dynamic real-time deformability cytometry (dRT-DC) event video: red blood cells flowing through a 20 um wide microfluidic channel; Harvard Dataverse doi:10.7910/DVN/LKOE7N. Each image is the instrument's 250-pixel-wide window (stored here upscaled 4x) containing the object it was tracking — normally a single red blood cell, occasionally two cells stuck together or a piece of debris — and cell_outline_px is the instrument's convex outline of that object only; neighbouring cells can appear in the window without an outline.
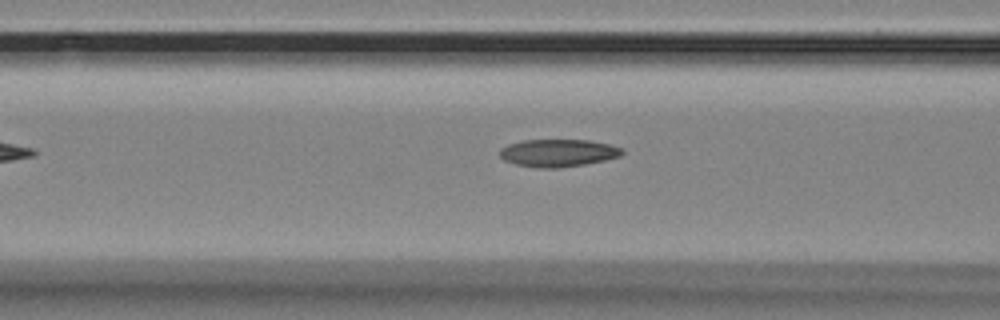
{"species": "Egyptian fruit bat (a non-hibernating species)", "species_latin": "Rousettus aegyptiacus", "temperature_condition": "room temperature", "stored_images_in_passage": 18, "camera_frame_rate_fps": 3000, "um_per_image_px": 0.085, "animal": {"sex": "female"}, "frame": {"image": 1, "passage_image": 5, "time_ms": 1.333, "image_size_px": [1000, 320], "cell_outline_px": [[624, 152], [620, 156], [604, 160], [584, 164], [556, 168], [536, 168], [516, 164], [504, 160], [500, 156], [500, 148], [508, 144], [524, 140], [588, 140], [608, 144], [620, 148]], "centroid_in_image_um": [47.4, 13.0], "position_along_channel_um": 119.2, "area_um2": 19.48}}
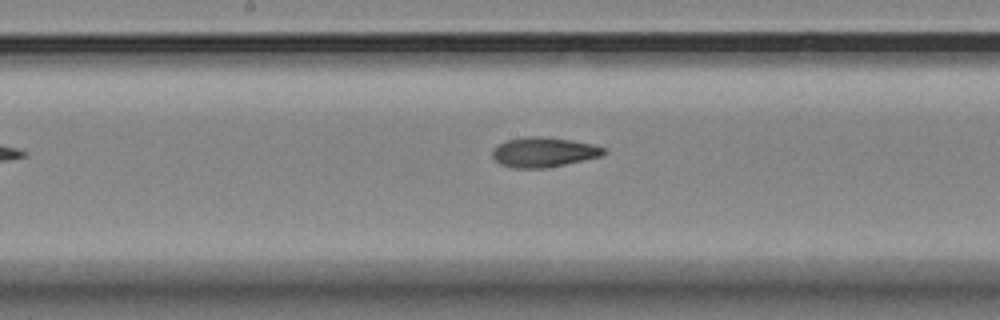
{"frame": {"image": 2, "passage_image": 12, "time_ms": 3.667, "image_size_px": [1000, 320], "cell_outline_px": [[608, 152], [600, 156], [584, 160], [548, 168], [512, 168], [500, 164], [492, 156], [492, 152], [500, 144], [508, 140], [524, 136], [540, 136], [572, 140], [592, 144], [604, 148]], "centroid_in_image_um": [46.23, 12.94], "position_along_channel_um": 202.0, "area_um2": 19.31}}
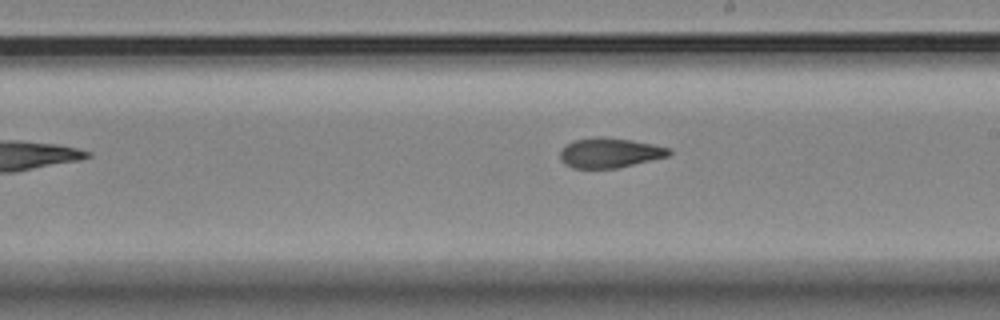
{"frame": {"image": 3, "passage_image": 15, "time_ms": 4.667, "image_size_px": [1000, 320], "cell_outline_px": [[672, 152], [668, 156], [616, 168], [572, 168], [564, 164], [560, 160], [560, 152], [564, 144], [572, 140], [592, 136], [604, 136], [632, 140], [652, 144], [668, 148]], "centroid_in_image_um": [51.75, 12.97], "position_along_channel_um": 237.3, "area_um2": 19.13}}